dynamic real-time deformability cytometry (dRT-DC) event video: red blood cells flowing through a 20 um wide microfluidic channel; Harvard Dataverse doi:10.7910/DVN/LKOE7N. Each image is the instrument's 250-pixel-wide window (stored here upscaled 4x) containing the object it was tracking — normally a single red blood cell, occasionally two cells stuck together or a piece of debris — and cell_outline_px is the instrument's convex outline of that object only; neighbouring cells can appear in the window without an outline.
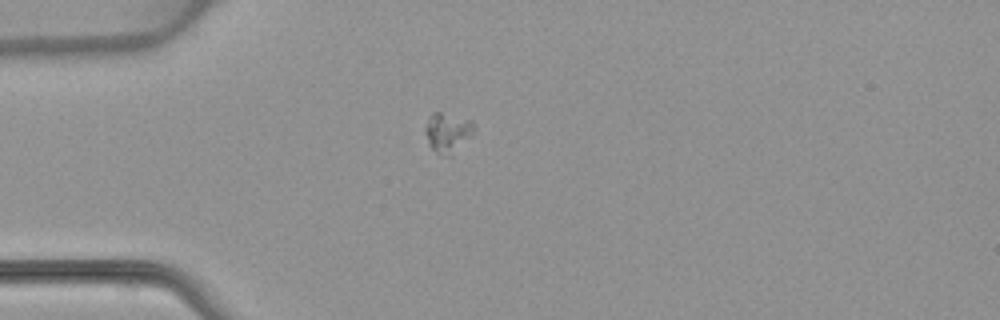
{"species": "common noctule bat (a hibernating species)", "species_latin": "Nyctalus noctula", "temperature_condition": "warm", "stored_images_in_passage": 5, "camera_frame_rate_fps": 3000, "um_per_image_px": 0.085, "animal": {"sex": "female", "body_mass_g": 22.7, "forearm_length_mm": 54.2}, "frame": {"image": 1, "passage_image": 4, "time_ms": 4.667, "image_size_px": [1000, 320], "cell_outline_px": [[476, 128], [472, 136], [452, 156], [444, 156], [436, 152], [428, 144], [424, 132], [424, 128], [432, 112], [440, 112], [472, 120]], "centroid_in_image_um": [38.07, 11.28], "position_along_channel_um": 46.9, "area_um2": 11.56}}